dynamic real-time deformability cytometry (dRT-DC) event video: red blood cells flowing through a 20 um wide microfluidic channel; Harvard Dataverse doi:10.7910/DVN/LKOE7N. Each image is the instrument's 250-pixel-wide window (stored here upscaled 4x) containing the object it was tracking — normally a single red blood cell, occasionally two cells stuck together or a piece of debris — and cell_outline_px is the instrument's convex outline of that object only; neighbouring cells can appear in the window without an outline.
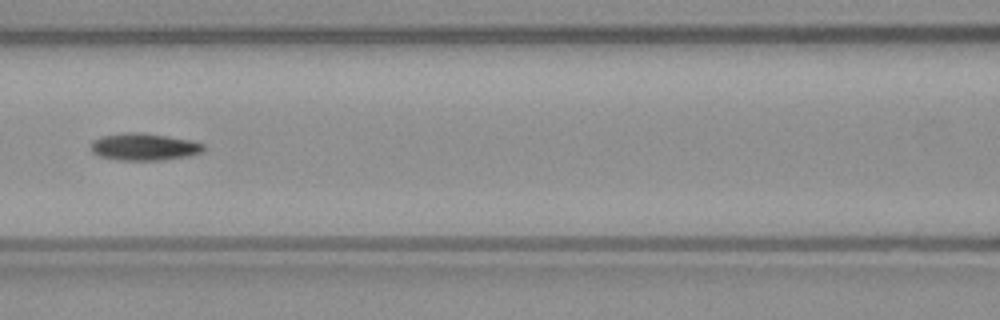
{"species": "common noctule bat (a hibernating species)", "species_latin": "Nyctalus noctula", "temperature_condition": "warm", "stored_images_in_passage": 14, "camera_frame_rate_fps": 3000, "um_per_image_px": 0.085, "animal": {"sex": "male", "body_mass_g": 23.1, "forearm_length_mm": 52.7}, "frame": {"image": 1, "passage_image": 12, "time_ms": 3.667, "image_size_px": [1000, 320], "cell_outline_px": [[204, 148], [200, 152], [188, 156], [164, 160], [120, 160], [100, 156], [92, 152], [92, 140], [100, 136], [124, 132], [140, 132], [192, 140], [204, 144]], "centroid_in_image_um": [12.23, 12.47], "position_along_channel_um": 154.4, "area_um2": 17.8}}